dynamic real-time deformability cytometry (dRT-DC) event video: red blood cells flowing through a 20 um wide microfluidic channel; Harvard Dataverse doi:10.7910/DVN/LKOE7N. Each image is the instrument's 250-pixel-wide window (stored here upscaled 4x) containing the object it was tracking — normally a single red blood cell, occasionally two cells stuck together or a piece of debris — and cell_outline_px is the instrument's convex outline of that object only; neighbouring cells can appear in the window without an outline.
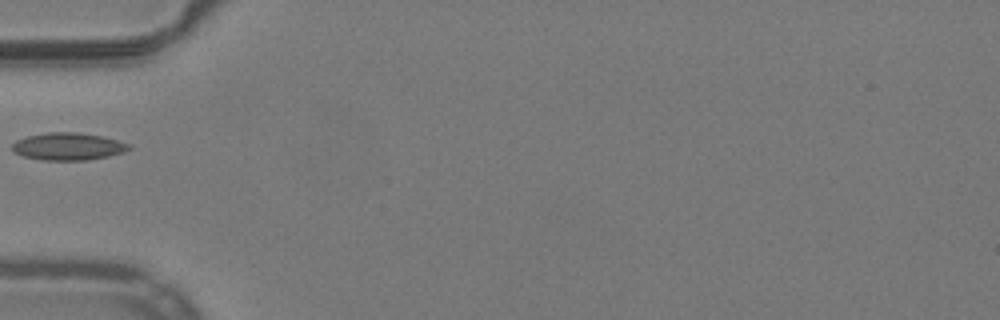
{"species": "common noctule bat (a hibernating species)", "species_latin": "Nyctalus noctula", "temperature_condition": "warm", "stored_images_in_passage": 5, "camera_frame_rate_fps": 3000, "um_per_image_px": 0.085, "animal": {"sex": "male", "body_mass_g": 19.2, "forearm_length_mm": 51.8}, "frame": {"image": 1, "passage_image": 1, "time_ms": 0.0, "image_size_px": [1000, 320], "cell_outline_px": [[132, 148], [108, 156], [84, 160], [40, 160], [24, 156], [12, 152], [12, 144], [16, 140], [28, 136], [48, 132], [76, 132], [100, 136], [132, 144]], "centroid_in_image_um": [5.75, 12.45], "position_along_channel_um": 79.2, "area_um2": 18.5}}
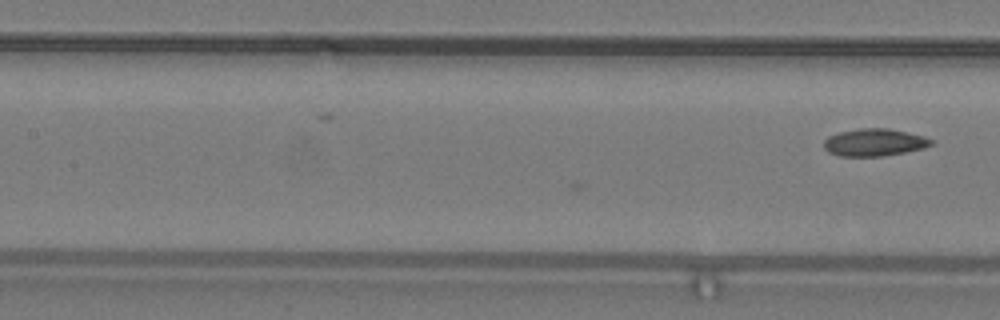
{"frame": {"image": 2, "passage_image": 5, "time_ms": 1.333, "image_size_px": [1000, 320], "cell_outline_px": [[936, 140], [932, 144], [924, 148], [884, 156], [840, 156], [828, 152], [824, 148], [824, 140], [828, 136], [840, 132], [860, 128], [888, 128], [924, 136]], "centroid_in_image_um": [74.33, 12.1], "position_along_channel_um": 133.1, "area_um2": 17.17}}